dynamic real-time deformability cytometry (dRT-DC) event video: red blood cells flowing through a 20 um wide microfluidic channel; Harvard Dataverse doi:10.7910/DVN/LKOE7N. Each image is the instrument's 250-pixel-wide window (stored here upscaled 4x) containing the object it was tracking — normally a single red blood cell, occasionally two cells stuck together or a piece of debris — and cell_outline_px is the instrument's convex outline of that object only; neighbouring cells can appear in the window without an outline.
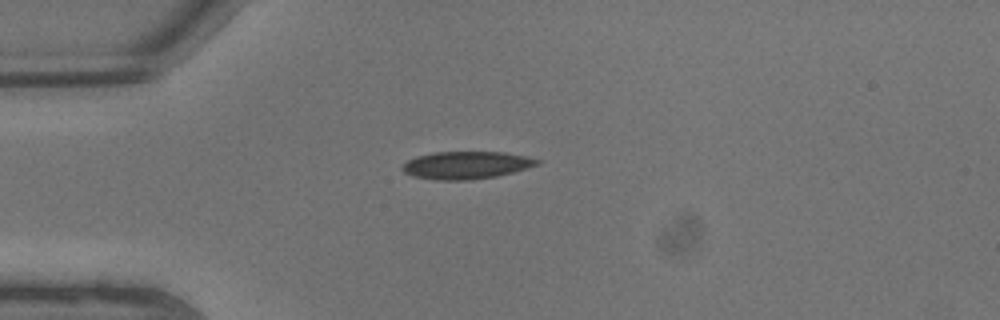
{"species": "common noctule bat (a hibernating species)", "species_latin": "Nyctalus noctula", "temperature_condition": "warm", "stored_images_in_passage": 3, "camera_frame_rate_fps": 3000, "um_per_image_px": 0.085, "animal": {"sex": "male", "body_mass_g": 13.3}, "frame": {"image": 1, "passage_image": 1, "time_ms": 0.0, "image_size_px": [1000, 320], "cell_outline_px": [[540, 164], [528, 168], [496, 176], [472, 180], [436, 180], [412, 176], [404, 172], [400, 168], [408, 160], [416, 156], [432, 152], [504, 152], [524, 156], [540, 160]], "centroid_in_image_um": [39.61, 14.04], "position_along_channel_um": 45.4, "area_um2": 21.68}}
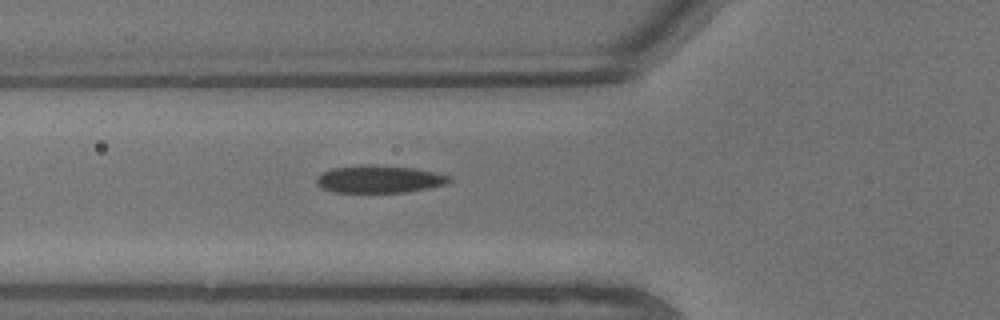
{"frame": {"image": 2, "passage_image": 3, "time_ms": 0.667, "image_size_px": [1000, 320], "cell_outline_px": [[456, 180], [448, 184], [428, 188], [404, 192], [332, 192], [320, 188], [316, 184], [316, 176], [320, 172], [332, 168], [364, 164], [412, 168], [436, 172], [452, 176]], "centroid_in_image_um": [32.24, 15.23], "position_along_channel_um": 93.6, "area_um2": 21.62}}